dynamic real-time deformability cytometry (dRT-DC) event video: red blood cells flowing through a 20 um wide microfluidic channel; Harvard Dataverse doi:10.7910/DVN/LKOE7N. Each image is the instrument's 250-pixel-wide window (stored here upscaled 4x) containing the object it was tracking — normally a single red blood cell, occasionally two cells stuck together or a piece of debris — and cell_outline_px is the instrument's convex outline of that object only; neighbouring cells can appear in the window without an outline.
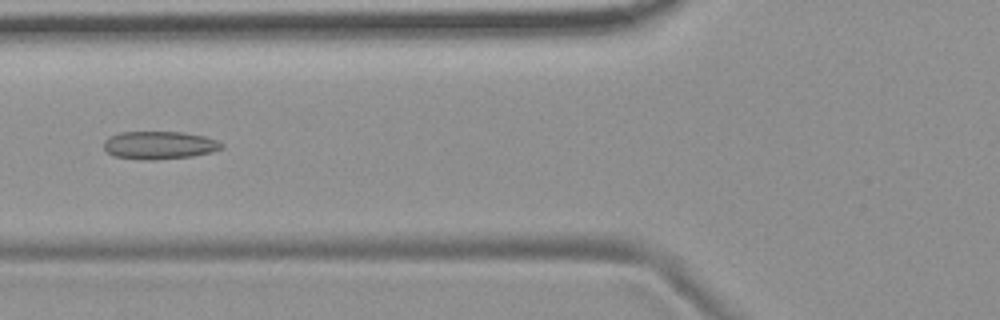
{"species": "common noctule bat (a hibernating species)", "species_latin": "Nyctalus noctula", "temperature_condition": "room temperature", "stored_images_in_passage": 39, "camera_frame_rate_fps": 3000, "um_per_image_px": 0.085, "animal": {"sex": "female", "body_mass_g": 19.9}, "frame": {"image": 1, "passage_image": 6, "time_ms": 1.667, "image_size_px": [1000, 320], "cell_outline_px": [[224, 148], [212, 152], [192, 156], [156, 160], [144, 160], [112, 156], [104, 148], [104, 140], [108, 136], [120, 132], [180, 132], [204, 136], [216, 140], [224, 144]], "centroid_in_image_um": [13.53, 12.34], "position_along_channel_um": 112.3, "area_um2": 19.31}}
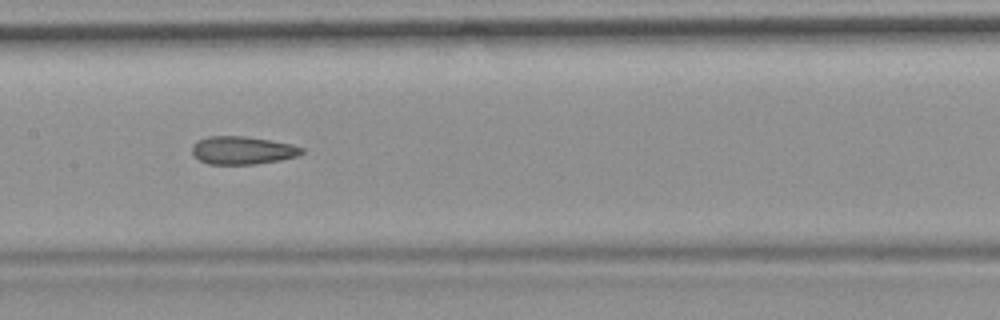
{"frame": {"image": 2, "passage_image": 12, "time_ms": 3.667, "image_size_px": [1000, 320], "cell_outline_px": [[304, 152], [296, 156], [280, 160], [256, 164], [208, 164], [200, 160], [192, 152], [192, 144], [196, 140], [208, 136], [244, 136], [272, 140], [292, 144], [304, 148]], "centroid_in_image_um": [20.61, 12.77], "position_along_channel_um": 186.8, "area_um2": 17.98}, "authors_computed_cell_mechanics": {"area_um2": 18.1492, "velocity_mm_per_s": 3.7263, "shape_relaxation_time_tau1_ms": null, "shape_relaxation_time_tau2_ms": 2.8107, "deformation_change_tau1": null, "deformation_change_tau2": 0.1079}}